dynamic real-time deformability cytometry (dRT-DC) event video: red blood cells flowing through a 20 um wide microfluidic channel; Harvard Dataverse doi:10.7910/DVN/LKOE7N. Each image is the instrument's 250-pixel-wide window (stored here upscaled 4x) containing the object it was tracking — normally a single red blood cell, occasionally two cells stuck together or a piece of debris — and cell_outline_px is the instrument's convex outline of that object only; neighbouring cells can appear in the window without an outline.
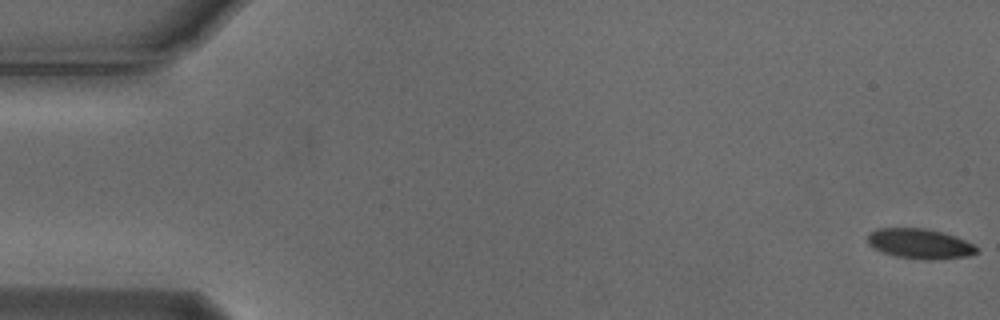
{"species": "Egyptian fruit bat (a non-hibernating species)", "species_latin": "Rousettus aegyptiacus", "temperature_condition": "cold", "stored_images_in_passage": 10, "camera_frame_rate_fps": 3000, "um_per_image_px": 0.085, "animal": {"sex": "male"}, "frame": {"image": 1, "passage_image": 1, "time_ms": 0.0, "image_size_px": [1000, 320], "cell_outline_px": [[980, 252], [968, 256], [932, 260], [924, 260], [896, 256], [884, 252], [868, 244], [868, 236], [876, 228], [924, 228], [944, 232], [956, 236], [972, 244]], "centroid_in_image_um": [78.22, 20.71], "position_along_channel_um": 6.8, "area_um2": 18.96}}